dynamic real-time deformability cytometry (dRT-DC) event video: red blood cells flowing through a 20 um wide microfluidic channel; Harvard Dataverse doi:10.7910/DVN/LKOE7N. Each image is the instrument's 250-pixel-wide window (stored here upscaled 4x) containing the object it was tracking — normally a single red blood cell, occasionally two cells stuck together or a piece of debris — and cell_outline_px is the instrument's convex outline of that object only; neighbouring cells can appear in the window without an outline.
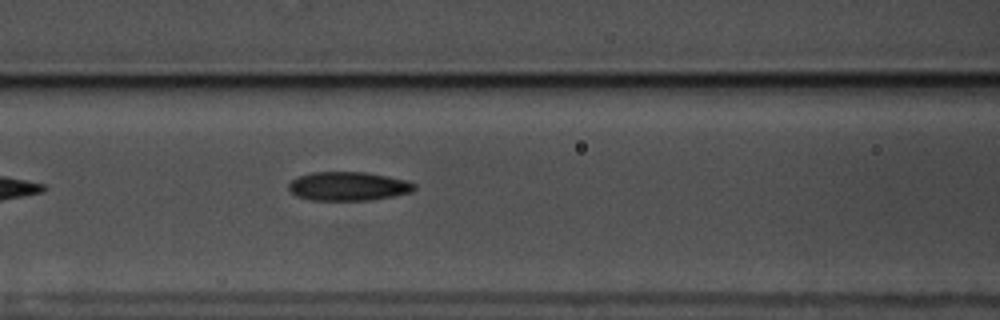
{"species": "common noctule bat (a hibernating species)", "species_latin": "Nyctalus noctula", "temperature_condition": "warm", "stored_images_in_passage": 20, "camera_frame_rate_fps": 3000, "um_per_image_px": 0.085, "animal": {"sex": "male", "body_mass_g": 17.5, "forearm_length_mm": 52.3}, "frame": {"image": 1, "passage_image": 6, "time_ms": 1.667, "image_size_px": [1000, 320], "cell_outline_px": [[416, 188], [412, 192], [392, 196], [368, 200], [312, 200], [296, 196], [288, 188], [288, 184], [296, 176], [312, 172], [364, 172], [388, 176], [404, 180], [416, 184]], "centroid_in_image_um": [29.58, 15.82], "position_along_channel_um": 137.0, "area_um2": 21.1}}
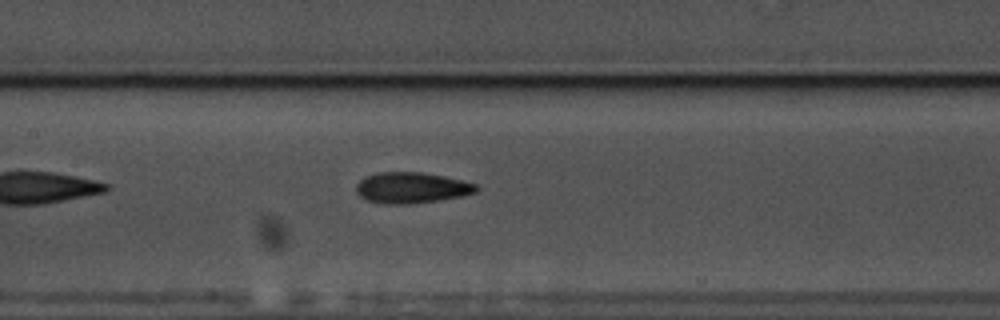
{"frame": {"image": 2, "passage_image": 9, "time_ms": 2.667, "image_size_px": [1000, 320], "cell_outline_px": [[480, 188], [476, 192], [460, 196], [440, 200], [412, 204], [384, 204], [368, 200], [360, 196], [356, 192], [356, 184], [364, 176], [380, 172], [420, 172], [444, 176], [476, 184]], "centroid_in_image_um": [34.96, 15.96], "position_along_channel_um": 172.4, "area_um2": 21.68}}